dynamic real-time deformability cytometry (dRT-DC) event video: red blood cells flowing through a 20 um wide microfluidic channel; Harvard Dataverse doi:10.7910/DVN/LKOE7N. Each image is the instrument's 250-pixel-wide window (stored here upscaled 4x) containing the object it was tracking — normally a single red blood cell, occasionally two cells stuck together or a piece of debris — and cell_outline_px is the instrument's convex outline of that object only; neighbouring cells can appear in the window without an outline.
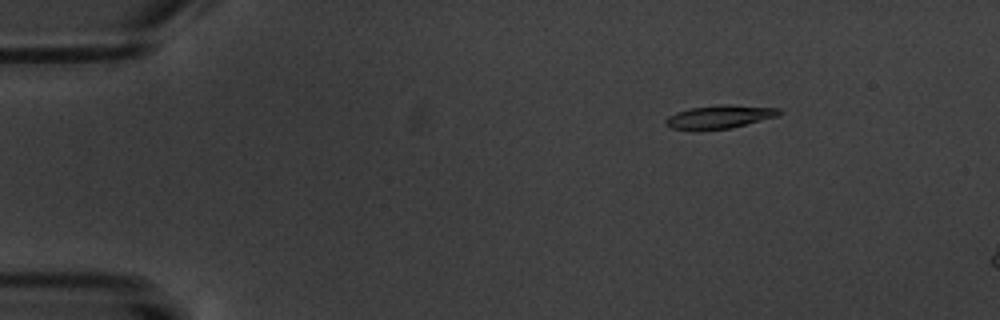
{"species": "common noctule bat (a hibernating species)", "species_latin": "Nyctalus noctula", "temperature_condition": "warm", "stored_images_in_passage": 8, "camera_frame_rate_fps": 3000, "um_per_image_px": 0.085, "animal": {"sex": "male", "body_mass_g": 20.1, "forearm_length_mm": 53.5}, "frame": {"image": 1, "passage_image": 3, "time_ms": 2.333, "image_size_px": [1000, 320], "cell_outline_px": [[784, 112], [776, 116], [732, 128], [700, 132], [672, 128], [664, 124], [664, 120], [668, 116], [676, 112], [688, 108], [720, 104], [728, 104], [780, 108]], "centroid_in_image_um": [61.11, 9.95], "position_along_channel_um": 23.9, "area_um2": 15.95}}
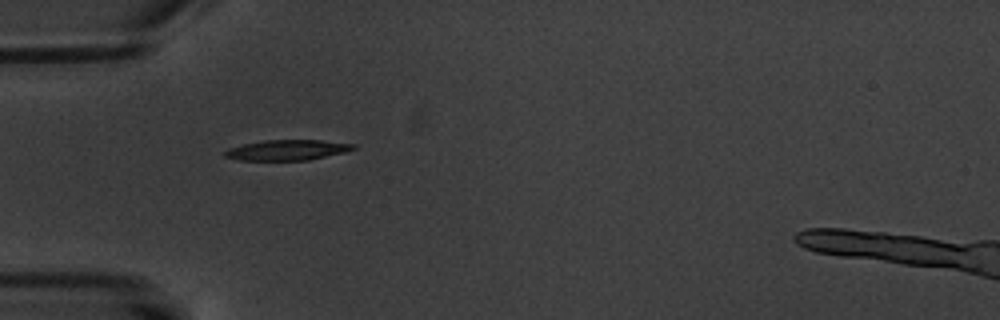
{"frame": {"image": 2, "passage_image": 6, "time_ms": 5.667, "image_size_px": [1000, 320], "cell_outline_px": [[356, 148], [344, 152], [308, 160], [240, 160], [224, 156], [224, 152], [228, 148], [244, 144], [264, 140], [320, 140], [356, 144]], "centroid_in_image_um": [24.41, 12.75], "position_along_channel_um": 60.6, "area_um2": 15.14}}